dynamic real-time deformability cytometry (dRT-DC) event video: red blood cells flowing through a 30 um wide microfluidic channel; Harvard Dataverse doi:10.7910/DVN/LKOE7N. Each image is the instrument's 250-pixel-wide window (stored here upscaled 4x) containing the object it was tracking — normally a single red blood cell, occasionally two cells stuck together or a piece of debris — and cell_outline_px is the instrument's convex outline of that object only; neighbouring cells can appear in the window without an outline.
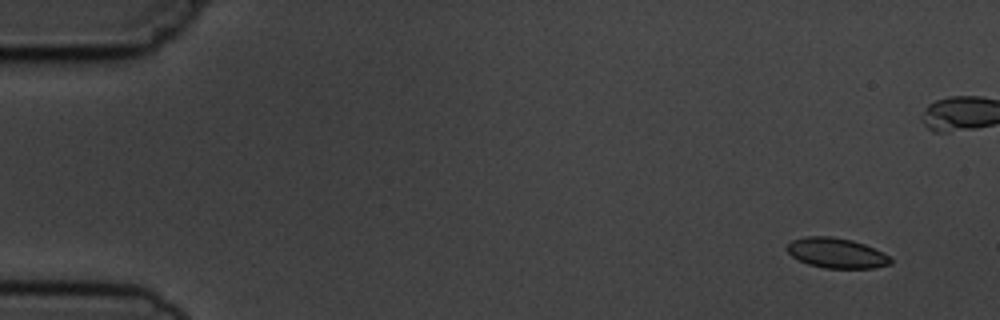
{"species": "common noctule bat (a hibernating species)", "species_latin": "Nyctalus noctula", "temperature_condition": "cold", "stored_images_in_passage": 8, "camera_frame_rate_fps": 3000, "um_per_image_px": 0.085, "animal": {"sex": "male", "body_mass_g": 19.5, "forearm_length_mm": 54.6}, "frame": {"image": 1, "passage_image": 1, "time_ms": 0.0, "image_size_px": [1000, 320], "cell_outline_px": [[892, 264], [872, 268], [824, 268], [808, 264], [792, 256], [784, 248], [792, 240], [804, 236], [832, 236], [852, 240], [864, 244], [888, 256], [892, 260]], "centroid_in_image_um": [71.06, 21.5], "position_along_channel_um": 13.9, "area_um2": 18.09}}